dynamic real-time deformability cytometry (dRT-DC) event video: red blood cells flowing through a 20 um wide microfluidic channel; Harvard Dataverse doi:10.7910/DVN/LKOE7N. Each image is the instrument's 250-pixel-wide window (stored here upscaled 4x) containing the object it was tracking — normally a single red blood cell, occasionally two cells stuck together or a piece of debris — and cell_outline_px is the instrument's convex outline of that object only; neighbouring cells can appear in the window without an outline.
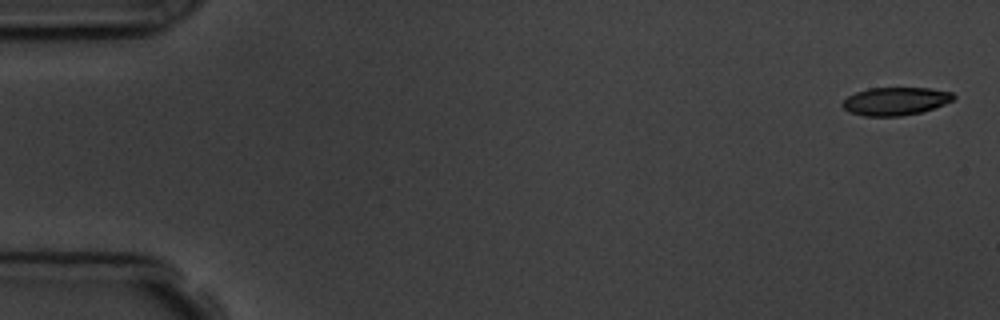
{"species": "common noctule bat (a hibernating species)", "species_latin": "Nyctalus noctula", "temperature_condition": "room temperature", "stored_images_in_passage": 5, "camera_frame_rate_fps": 3000, "um_per_image_px": 0.085, "animal": {"sex": "male", "body_mass_g": 19.5, "forearm_length_mm": 54.6}, "frame": {"image": 1, "passage_image": 1, "time_ms": 0.0, "image_size_px": [1000, 320], "cell_outline_px": [[956, 96], [952, 100], [944, 104], [920, 112], [900, 116], [864, 116], [848, 112], [840, 104], [848, 96], [856, 92], [868, 88], [928, 88], [952, 92]], "centroid_in_image_um": [76.08, 8.6], "position_along_channel_um": 8.9, "area_um2": 18.03}}
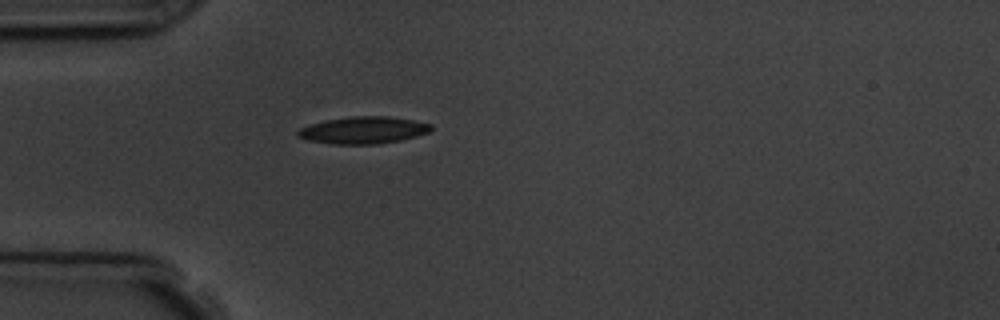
{"frame": {"image": 2, "passage_image": 5, "time_ms": 4.667, "image_size_px": [1000, 320], "cell_outline_px": [[432, 128], [428, 132], [416, 136], [400, 140], [376, 144], [332, 144], [308, 140], [296, 136], [296, 132], [300, 128], [308, 124], [324, 120], [352, 116], [388, 116], [412, 120], [432, 124]], "centroid_in_image_um": [30.83, 11.06], "position_along_channel_um": 54.2, "area_um2": 21.04}}